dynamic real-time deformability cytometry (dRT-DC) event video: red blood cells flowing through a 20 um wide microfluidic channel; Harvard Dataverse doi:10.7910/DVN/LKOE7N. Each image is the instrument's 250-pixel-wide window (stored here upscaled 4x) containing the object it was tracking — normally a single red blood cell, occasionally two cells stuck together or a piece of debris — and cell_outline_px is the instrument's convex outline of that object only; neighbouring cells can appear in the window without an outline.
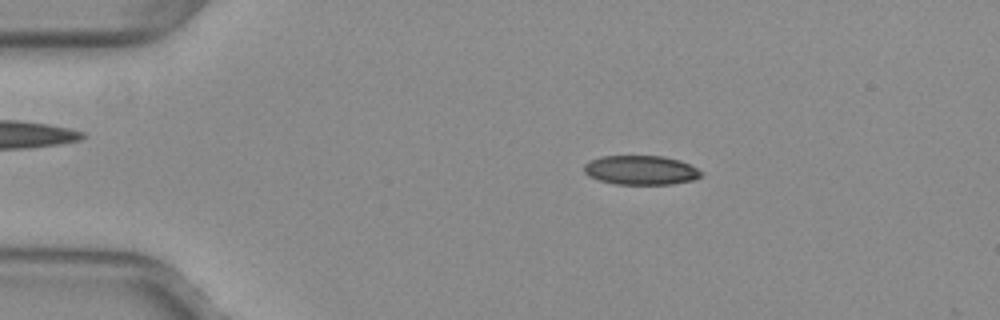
{"species": "common noctule bat (a hibernating species)", "species_latin": "Nyctalus noctula", "temperature_condition": "warm", "stored_images_in_passage": 53, "camera_frame_rate_fps": 3000, "um_per_image_px": 0.085, "animal": {"sex": "female", "body_mass_g": 29.2, "forearm_length_mm": 56.3}, "frame": {"image": 1, "passage_image": 11, "time_ms": 3.333, "image_size_px": [1000, 320], "cell_outline_px": [[704, 172], [696, 180], [672, 184], [616, 184], [600, 180], [588, 176], [584, 172], [584, 164], [588, 160], [600, 156], [664, 156], [680, 160]], "centroid_in_image_um": [54.47, 14.46], "position_along_channel_um": 30.5, "area_um2": 20.11}}
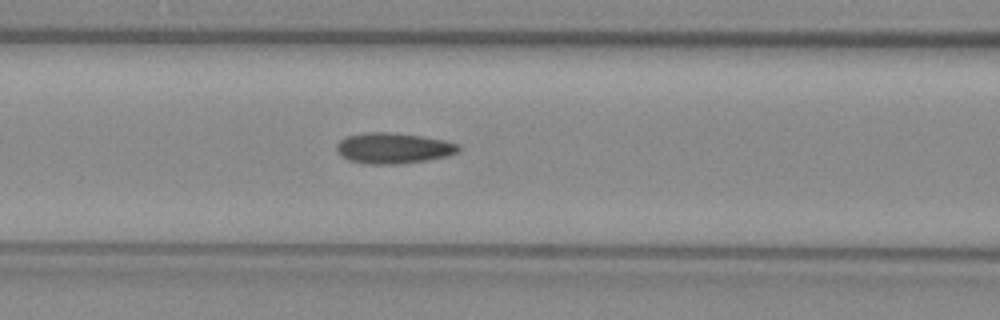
{"frame": {"image": 2, "passage_image": 23, "time_ms": 7.333, "image_size_px": [1000, 320], "cell_outline_px": [[460, 152], [448, 156], [424, 160], [396, 164], [364, 164], [348, 160], [340, 156], [336, 152], [336, 144], [340, 140], [348, 136], [368, 132], [392, 132], [420, 136], [444, 140], [460, 144]], "centroid_in_image_um": [33.42, 12.6], "position_along_channel_um": 133.2, "area_um2": 21.96}}
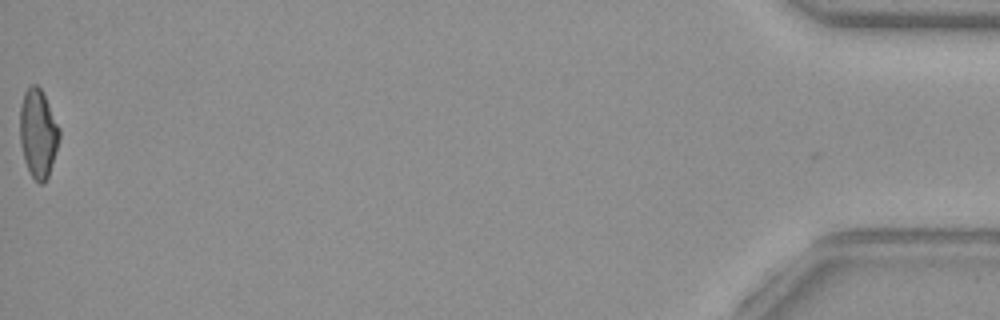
{"frame": {"image": 3, "passage_image": 53, "time_ms": 17.333, "image_size_px": [1000, 320], "cell_outline_px": [[60, 136], [48, 176], [44, 184], [40, 184], [32, 176], [24, 160], [20, 144], [20, 108], [24, 92], [32, 84], [36, 84], [40, 88], [60, 128]], "centroid_in_image_um": [3.23, 11.34], "position_along_channel_um": 432.0, "area_um2": 20.06}, "authors_computed_cell_mechanics": {"area_um2": 20.808, "velocity_mm_per_s": 4.0249, "shape_relaxation_time_tau1_ms": null, "shape_relaxation_time_tau2_ms": 1.9341, "deformation_change_tau1": null, "deformation_change_tau2": 0.0829}}